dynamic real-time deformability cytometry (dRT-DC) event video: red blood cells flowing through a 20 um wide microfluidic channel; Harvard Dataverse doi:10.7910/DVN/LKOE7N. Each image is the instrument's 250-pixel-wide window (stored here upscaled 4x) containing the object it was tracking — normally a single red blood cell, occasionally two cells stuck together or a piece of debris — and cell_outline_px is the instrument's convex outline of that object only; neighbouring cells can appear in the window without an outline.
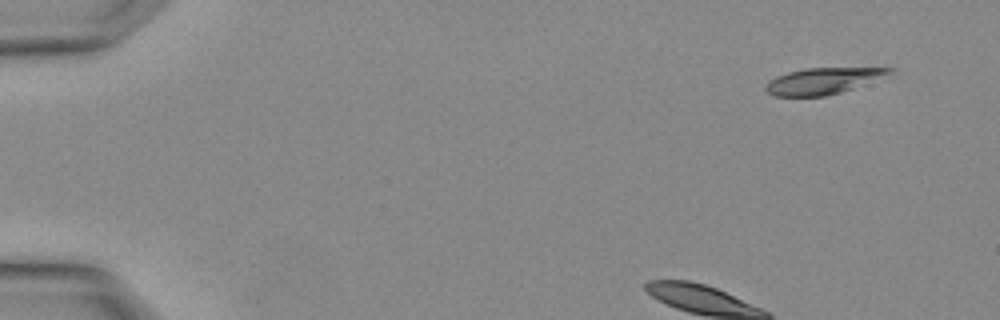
{"species": "Egyptian fruit bat (a non-hibernating species)", "species_latin": "Rousettus aegyptiacus", "temperature_condition": "warm", "stored_images_in_passage": 3, "camera_frame_rate_fps": 3000, "um_per_image_px": 0.085, "animal": {"sex": "female"}, "frame": {"image": 1, "passage_image": 1, "time_ms": 0.0, "image_size_px": [1000, 320], "cell_outline_px": [[896, 68], [892, 72], [852, 88], [840, 92], [824, 96], [772, 96], [764, 88], [764, 84], [776, 76], [788, 72], [804, 68]], "centroid_in_image_um": [69.84, 6.88], "position_along_channel_um": 15.2, "area_um2": 18.55}}
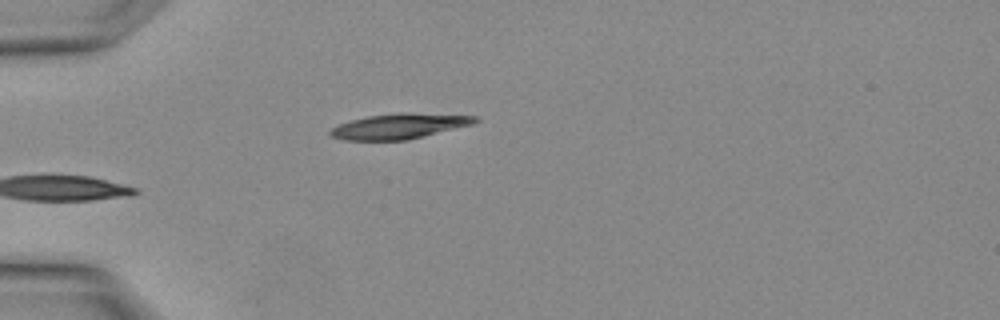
{"frame": {"image": 2, "passage_image": 3, "time_ms": 0.667, "image_size_px": [1000, 320], "cell_outline_px": [[480, 120], [472, 124], [408, 140], [344, 140], [332, 136], [328, 132], [332, 128], [340, 124], [352, 120], [368, 116], [400, 112], [476, 116]], "centroid_in_image_um": [33.94, 10.73], "position_along_channel_um": 51.1, "area_um2": 21.04}}